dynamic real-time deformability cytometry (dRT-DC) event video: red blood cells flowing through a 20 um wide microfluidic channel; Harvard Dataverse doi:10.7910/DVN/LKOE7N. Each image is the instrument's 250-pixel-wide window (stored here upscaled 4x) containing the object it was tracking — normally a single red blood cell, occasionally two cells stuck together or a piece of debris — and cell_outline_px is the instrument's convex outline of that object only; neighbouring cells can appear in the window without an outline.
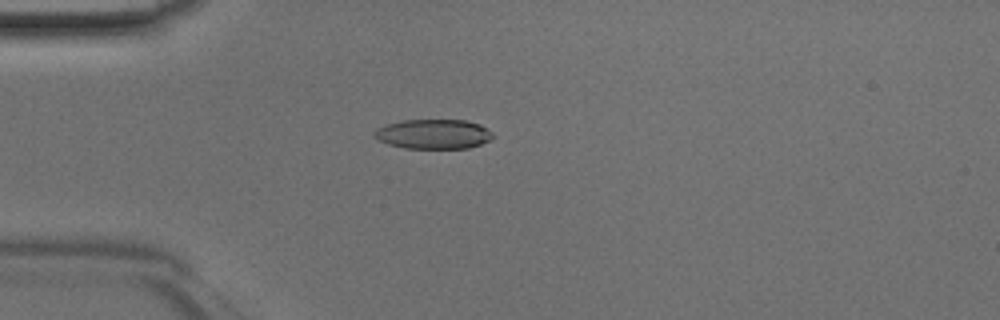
{"species": "Egyptian fruit bat (a non-hibernating species)", "species_latin": "Rousettus aegyptiacus", "temperature_condition": "room temperature", "stored_images_in_passage": 47, "camera_frame_rate_fps": 3000, "um_per_image_px": 0.085, "animal": {"sex": "male"}, "frame": {"image": 1, "passage_image": 13, "time_ms": 4.0, "image_size_px": [1000, 320], "cell_outline_px": [[496, 136], [480, 144], [468, 148], [404, 148], [388, 144], [376, 140], [372, 136], [372, 132], [376, 128], [388, 124], [404, 120], [464, 120], [480, 124], [488, 128]], "centroid_in_image_um": [36.82, 11.39], "position_along_channel_um": 48.2, "area_um2": 20.63}}
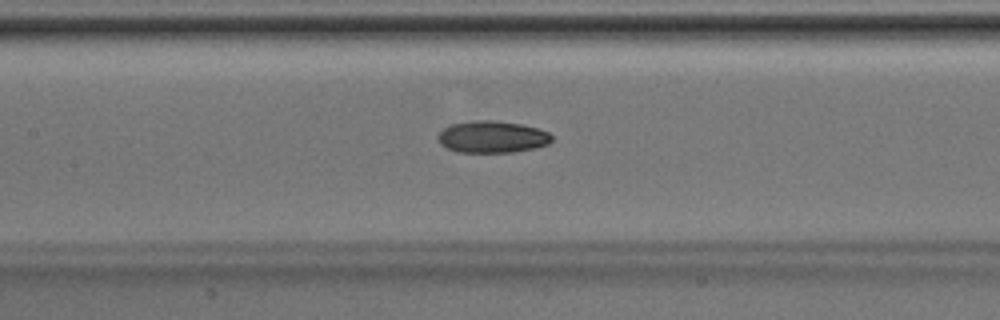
{"frame": {"image": 2, "passage_image": 22, "time_ms": 7.0, "image_size_px": [1000, 320], "cell_outline_px": [[552, 140], [548, 144], [536, 148], [512, 152], [460, 152], [448, 148], [440, 144], [436, 136], [444, 128], [452, 124], [476, 120], [492, 120], [520, 124], [536, 128], [548, 132], [552, 136]], "centroid_in_image_um": [41.83, 11.64], "position_along_channel_um": 165.6, "area_um2": 21.04}}
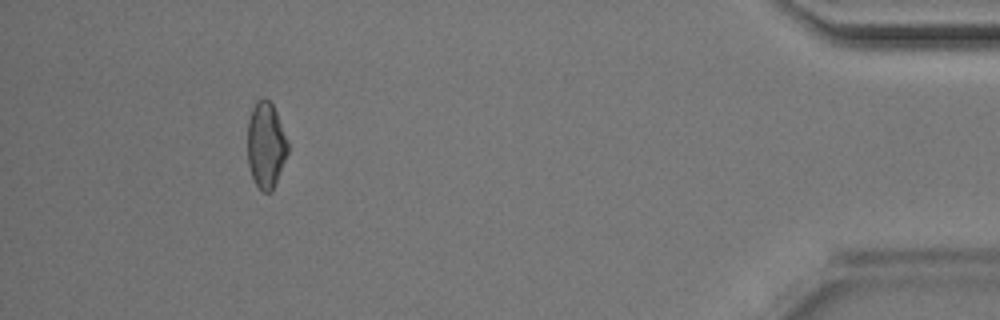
{"frame": {"image": 3, "passage_image": 43, "time_ms": 14.0, "image_size_px": [1000, 320], "cell_outline_px": [[288, 152], [272, 192], [264, 192], [256, 184], [252, 176], [248, 164], [248, 120], [252, 108], [256, 100], [264, 96], [272, 104], [276, 112], [288, 140]], "centroid_in_image_um": [22.6, 12.3], "position_along_channel_um": 412.6, "area_um2": 20.17}}